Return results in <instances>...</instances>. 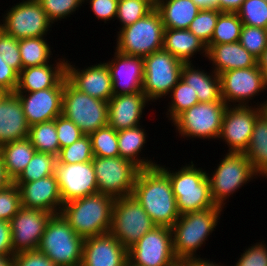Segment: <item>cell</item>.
Returning a JSON list of instances; mask_svg holds the SVG:
<instances>
[{"instance_id": "ffe728a7", "label": "cell", "mask_w": 267, "mask_h": 266, "mask_svg": "<svg viewBox=\"0 0 267 266\" xmlns=\"http://www.w3.org/2000/svg\"><path fill=\"white\" fill-rule=\"evenodd\" d=\"M66 61V78L79 91L91 97L108 102L113 94L110 70L106 63L100 62L87 68H78Z\"/></svg>"}, {"instance_id": "b9f144b4", "label": "cell", "mask_w": 267, "mask_h": 266, "mask_svg": "<svg viewBox=\"0 0 267 266\" xmlns=\"http://www.w3.org/2000/svg\"><path fill=\"white\" fill-rule=\"evenodd\" d=\"M220 13L215 8L201 9L187 29L207 46L211 41Z\"/></svg>"}, {"instance_id": "d6a6232c", "label": "cell", "mask_w": 267, "mask_h": 266, "mask_svg": "<svg viewBox=\"0 0 267 266\" xmlns=\"http://www.w3.org/2000/svg\"><path fill=\"white\" fill-rule=\"evenodd\" d=\"M35 152L36 149L28 138L0 146V157L13 182L23 172Z\"/></svg>"}, {"instance_id": "7c38bea8", "label": "cell", "mask_w": 267, "mask_h": 266, "mask_svg": "<svg viewBox=\"0 0 267 266\" xmlns=\"http://www.w3.org/2000/svg\"><path fill=\"white\" fill-rule=\"evenodd\" d=\"M98 192L114 199L132 195L140 168L132 161L119 157L92 159Z\"/></svg>"}, {"instance_id": "680465c9", "label": "cell", "mask_w": 267, "mask_h": 266, "mask_svg": "<svg viewBox=\"0 0 267 266\" xmlns=\"http://www.w3.org/2000/svg\"><path fill=\"white\" fill-rule=\"evenodd\" d=\"M200 9H218V0H192Z\"/></svg>"}, {"instance_id": "1f68e13d", "label": "cell", "mask_w": 267, "mask_h": 266, "mask_svg": "<svg viewBox=\"0 0 267 266\" xmlns=\"http://www.w3.org/2000/svg\"><path fill=\"white\" fill-rule=\"evenodd\" d=\"M260 177L267 178V116L262 112L256 119L249 145L243 153Z\"/></svg>"}, {"instance_id": "6da1fadb", "label": "cell", "mask_w": 267, "mask_h": 266, "mask_svg": "<svg viewBox=\"0 0 267 266\" xmlns=\"http://www.w3.org/2000/svg\"><path fill=\"white\" fill-rule=\"evenodd\" d=\"M132 195L157 226L172 227L180 216L169 177L158 166L139 170Z\"/></svg>"}, {"instance_id": "2e32d148", "label": "cell", "mask_w": 267, "mask_h": 266, "mask_svg": "<svg viewBox=\"0 0 267 266\" xmlns=\"http://www.w3.org/2000/svg\"><path fill=\"white\" fill-rule=\"evenodd\" d=\"M259 103L254 106L227 107L217 140H223L227 144L228 152L244 153L247 149L254 123L263 112V104Z\"/></svg>"}, {"instance_id": "44dd1931", "label": "cell", "mask_w": 267, "mask_h": 266, "mask_svg": "<svg viewBox=\"0 0 267 266\" xmlns=\"http://www.w3.org/2000/svg\"><path fill=\"white\" fill-rule=\"evenodd\" d=\"M18 186L21 207L60 214L63 201L55 174L33 182H13Z\"/></svg>"}, {"instance_id": "be15d7a7", "label": "cell", "mask_w": 267, "mask_h": 266, "mask_svg": "<svg viewBox=\"0 0 267 266\" xmlns=\"http://www.w3.org/2000/svg\"><path fill=\"white\" fill-rule=\"evenodd\" d=\"M263 107H262V109H263V112L266 114V116H267V100L266 101H263Z\"/></svg>"}, {"instance_id": "ab89813d", "label": "cell", "mask_w": 267, "mask_h": 266, "mask_svg": "<svg viewBox=\"0 0 267 266\" xmlns=\"http://www.w3.org/2000/svg\"><path fill=\"white\" fill-rule=\"evenodd\" d=\"M92 153L96 157H119L117 131L109 125L90 135Z\"/></svg>"}, {"instance_id": "9f6ffc18", "label": "cell", "mask_w": 267, "mask_h": 266, "mask_svg": "<svg viewBox=\"0 0 267 266\" xmlns=\"http://www.w3.org/2000/svg\"><path fill=\"white\" fill-rule=\"evenodd\" d=\"M206 259V260H205ZM216 263L213 261H210V258H201V257H196V258H189L187 259V266H225L223 264Z\"/></svg>"}, {"instance_id": "e575fe53", "label": "cell", "mask_w": 267, "mask_h": 266, "mask_svg": "<svg viewBox=\"0 0 267 266\" xmlns=\"http://www.w3.org/2000/svg\"><path fill=\"white\" fill-rule=\"evenodd\" d=\"M28 139L37 152L51 153L57 156L60 151L55 119L29 126Z\"/></svg>"}, {"instance_id": "8fae6325", "label": "cell", "mask_w": 267, "mask_h": 266, "mask_svg": "<svg viewBox=\"0 0 267 266\" xmlns=\"http://www.w3.org/2000/svg\"><path fill=\"white\" fill-rule=\"evenodd\" d=\"M157 226L133 195L116 198L112 207L110 233L125 248L133 246L145 233Z\"/></svg>"}, {"instance_id": "9a60e30c", "label": "cell", "mask_w": 267, "mask_h": 266, "mask_svg": "<svg viewBox=\"0 0 267 266\" xmlns=\"http://www.w3.org/2000/svg\"><path fill=\"white\" fill-rule=\"evenodd\" d=\"M219 77L221 98L227 106H252L249 101L267 91L265 75L259 65L228 70L220 73Z\"/></svg>"}, {"instance_id": "03108f58", "label": "cell", "mask_w": 267, "mask_h": 266, "mask_svg": "<svg viewBox=\"0 0 267 266\" xmlns=\"http://www.w3.org/2000/svg\"><path fill=\"white\" fill-rule=\"evenodd\" d=\"M126 266H134V265L131 264V263L128 261Z\"/></svg>"}, {"instance_id": "cb8c5ba5", "label": "cell", "mask_w": 267, "mask_h": 266, "mask_svg": "<svg viewBox=\"0 0 267 266\" xmlns=\"http://www.w3.org/2000/svg\"><path fill=\"white\" fill-rule=\"evenodd\" d=\"M151 101L143 91L113 95L108 101V125L116 131L140 125L143 111Z\"/></svg>"}, {"instance_id": "484cf974", "label": "cell", "mask_w": 267, "mask_h": 266, "mask_svg": "<svg viewBox=\"0 0 267 266\" xmlns=\"http://www.w3.org/2000/svg\"><path fill=\"white\" fill-rule=\"evenodd\" d=\"M66 61L65 57L58 58L53 64L22 69L15 92H35L55 87L66 76Z\"/></svg>"}, {"instance_id": "bcb514c9", "label": "cell", "mask_w": 267, "mask_h": 266, "mask_svg": "<svg viewBox=\"0 0 267 266\" xmlns=\"http://www.w3.org/2000/svg\"><path fill=\"white\" fill-rule=\"evenodd\" d=\"M20 208L21 198L17 185L13 183L8 188L0 191V220L10 222Z\"/></svg>"}, {"instance_id": "7bdbcfd3", "label": "cell", "mask_w": 267, "mask_h": 266, "mask_svg": "<svg viewBox=\"0 0 267 266\" xmlns=\"http://www.w3.org/2000/svg\"><path fill=\"white\" fill-rule=\"evenodd\" d=\"M237 14L243 25L267 29V0H244Z\"/></svg>"}, {"instance_id": "db71d44e", "label": "cell", "mask_w": 267, "mask_h": 266, "mask_svg": "<svg viewBox=\"0 0 267 266\" xmlns=\"http://www.w3.org/2000/svg\"><path fill=\"white\" fill-rule=\"evenodd\" d=\"M0 255L14 256L10 222L0 220Z\"/></svg>"}, {"instance_id": "c3c4849f", "label": "cell", "mask_w": 267, "mask_h": 266, "mask_svg": "<svg viewBox=\"0 0 267 266\" xmlns=\"http://www.w3.org/2000/svg\"><path fill=\"white\" fill-rule=\"evenodd\" d=\"M55 127L57 130V138L60 144V149L73 144L75 141L84 136L80 128L63 115L55 118Z\"/></svg>"}, {"instance_id": "d6986e66", "label": "cell", "mask_w": 267, "mask_h": 266, "mask_svg": "<svg viewBox=\"0 0 267 266\" xmlns=\"http://www.w3.org/2000/svg\"><path fill=\"white\" fill-rule=\"evenodd\" d=\"M55 175L63 203L98 193L92 161L57 163Z\"/></svg>"}, {"instance_id": "4fadbf2b", "label": "cell", "mask_w": 267, "mask_h": 266, "mask_svg": "<svg viewBox=\"0 0 267 266\" xmlns=\"http://www.w3.org/2000/svg\"><path fill=\"white\" fill-rule=\"evenodd\" d=\"M3 15L0 28L16 39L44 37L52 30L53 23L37 0L19 1Z\"/></svg>"}, {"instance_id": "60d3db41", "label": "cell", "mask_w": 267, "mask_h": 266, "mask_svg": "<svg viewBox=\"0 0 267 266\" xmlns=\"http://www.w3.org/2000/svg\"><path fill=\"white\" fill-rule=\"evenodd\" d=\"M93 157L90 136L84 135L73 144L60 149L57 163H84L92 161Z\"/></svg>"}, {"instance_id": "5bb4252c", "label": "cell", "mask_w": 267, "mask_h": 266, "mask_svg": "<svg viewBox=\"0 0 267 266\" xmlns=\"http://www.w3.org/2000/svg\"><path fill=\"white\" fill-rule=\"evenodd\" d=\"M134 266H172L178 259L173 251L171 227L155 226L128 249Z\"/></svg>"}, {"instance_id": "5b68a950", "label": "cell", "mask_w": 267, "mask_h": 266, "mask_svg": "<svg viewBox=\"0 0 267 266\" xmlns=\"http://www.w3.org/2000/svg\"><path fill=\"white\" fill-rule=\"evenodd\" d=\"M84 240L61 214H56L48 221L38 250L57 266H80Z\"/></svg>"}, {"instance_id": "e7e4bbea", "label": "cell", "mask_w": 267, "mask_h": 266, "mask_svg": "<svg viewBox=\"0 0 267 266\" xmlns=\"http://www.w3.org/2000/svg\"><path fill=\"white\" fill-rule=\"evenodd\" d=\"M6 93L7 92L4 89L0 88V100L4 97Z\"/></svg>"}, {"instance_id": "83f0119b", "label": "cell", "mask_w": 267, "mask_h": 266, "mask_svg": "<svg viewBox=\"0 0 267 266\" xmlns=\"http://www.w3.org/2000/svg\"><path fill=\"white\" fill-rule=\"evenodd\" d=\"M163 49L183 63H192L195 54H202L207 58L206 44L188 29H165Z\"/></svg>"}, {"instance_id": "f6af8a7d", "label": "cell", "mask_w": 267, "mask_h": 266, "mask_svg": "<svg viewBox=\"0 0 267 266\" xmlns=\"http://www.w3.org/2000/svg\"><path fill=\"white\" fill-rule=\"evenodd\" d=\"M47 14L48 19L54 22L61 21L73 15L85 2L83 0H37Z\"/></svg>"}, {"instance_id": "9c48e42d", "label": "cell", "mask_w": 267, "mask_h": 266, "mask_svg": "<svg viewBox=\"0 0 267 266\" xmlns=\"http://www.w3.org/2000/svg\"><path fill=\"white\" fill-rule=\"evenodd\" d=\"M227 107L222 99L218 102H199L179 114L172 123L178 135L187 140L191 138L216 140L221 133Z\"/></svg>"}, {"instance_id": "7dc6e473", "label": "cell", "mask_w": 267, "mask_h": 266, "mask_svg": "<svg viewBox=\"0 0 267 266\" xmlns=\"http://www.w3.org/2000/svg\"><path fill=\"white\" fill-rule=\"evenodd\" d=\"M0 54L2 59L18 74L22 70L18 39L6 34L0 28Z\"/></svg>"}, {"instance_id": "816d5d0a", "label": "cell", "mask_w": 267, "mask_h": 266, "mask_svg": "<svg viewBox=\"0 0 267 266\" xmlns=\"http://www.w3.org/2000/svg\"><path fill=\"white\" fill-rule=\"evenodd\" d=\"M89 1V2H87ZM119 0H86L90 4L95 17L104 23L116 18Z\"/></svg>"}, {"instance_id": "f35d334b", "label": "cell", "mask_w": 267, "mask_h": 266, "mask_svg": "<svg viewBox=\"0 0 267 266\" xmlns=\"http://www.w3.org/2000/svg\"><path fill=\"white\" fill-rule=\"evenodd\" d=\"M155 8V0H119L116 18L122 28L132 25Z\"/></svg>"}, {"instance_id": "d590c367", "label": "cell", "mask_w": 267, "mask_h": 266, "mask_svg": "<svg viewBox=\"0 0 267 266\" xmlns=\"http://www.w3.org/2000/svg\"><path fill=\"white\" fill-rule=\"evenodd\" d=\"M56 165V155L36 151L23 172L14 182H33L55 174Z\"/></svg>"}, {"instance_id": "603a6c76", "label": "cell", "mask_w": 267, "mask_h": 266, "mask_svg": "<svg viewBox=\"0 0 267 266\" xmlns=\"http://www.w3.org/2000/svg\"><path fill=\"white\" fill-rule=\"evenodd\" d=\"M114 57L106 61L112 79L113 94H132L142 91L144 60L115 50Z\"/></svg>"}, {"instance_id": "f1b7e54d", "label": "cell", "mask_w": 267, "mask_h": 266, "mask_svg": "<svg viewBox=\"0 0 267 266\" xmlns=\"http://www.w3.org/2000/svg\"><path fill=\"white\" fill-rule=\"evenodd\" d=\"M196 68L192 63H184L181 79L191 86L199 102H218L221 98L220 77L211 70L210 73Z\"/></svg>"}, {"instance_id": "ac0fdd59", "label": "cell", "mask_w": 267, "mask_h": 266, "mask_svg": "<svg viewBox=\"0 0 267 266\" xmlns=\"http://www.w3.org/2000/svg\"><path fill=\"white\" fill-rule=\"evenodd\" d=\"M66 76L52 88L35 92H14L19 98L29 126L52 121L62 115V98Z\"/></svg>"}, {"instance_id": "f5cc1de1", "label": "cell", "mask_w": 267, "mask_h": 266, "mask_svg": "<svg viewBox=\"0 0 267 266\" xmlns=\"http://www.w3.org/2000/svg\"><path fill=\"white\" fill-rule=\"evenodd\" d=\"M18 73L11 68L0 54V88L6 92H15L18 85Z\"/></svg>"}, {"instance_id": "836d02e7", "label": "cell", "mask_w": 267, "mask_h": 266, "mask_svg": "<svg viewBox=\"0 0 267 266\" xmlns=\"http://www.w3.org/2000/svg\"><path fill=\"white\" fill-rule=\"evenodd\" d=\"M47 36L18 39L22 69L50 63L51 47Z\"/></svg>"}, {"instance_id": "8992f818", "label": "cell", "mask_w": 267, "mask_h": 266, "mask_svg": "<svg viewBox=\"0 0 267 266\" xmlns=\"http://www.w3.org/2000/svg\"><path fill=\"white\" fill-rule=\"evenodd\" d=\"M207 177L213 202L225 208L226 200L248 182L259 177L250 160L243 153L227 152Z\"/></svg>"}, {"instance_id": "52a82bcc", "label": "cell", "mask_w": 267, "mask_h": 266, "mask_svg": "<svg viewBox=\"0 0 267 266\" xmlns=\"http://www.w3.org/2000/svg\"><path fill=\"white\" fill-rule=\"evenodd\" d=\"M118 30L115 48L118 52L144 58L163 49L165 28L156 8L132 25Z\"/></svg>"}, {"instance_id": "4316f807", "label": "cell", "mask_w": 267, "mask_h": 266, "mask_svg": "<svg viewBox=\"0 0 267 266\" xmlns=\"http://www.w3.org/2000/svg\"><path fill=\"white\" fill-rule=\"evenodd\" d=\"M206 59L212 63V69L218 75L228 70L258 65V59L249 53L239 41L224 44H208Z\"/></svg>"}, {"instance_id": "3957f363", "label": "cell", "mask_w": 267, "mask_h": 266, "mask_svg": "<svg viewBox=\"0 0 267 266\" xmlns=\"http://www.w3.org/2000/svg\"><path fill=\"white\" fill-rule=\"evenodd\" d=\"M223 209L216 205L179 216L171 227L173 251L178 260L200 257L197 250L206 244L209 235L215 231Z\"/></svg>"}, {"instance_id": "6f0895ef", "label": "cell", "mask_w": 267, "mask_h": 266, "mask_svg": "<svg viewBox=\"0 0 267 266\" xmlns=\"http://www.w3.org/2000/svg\"><path fill=\"white\" fill-rule=\"evenodd\" d=\"M11 184H13V181L9 178L5 166L0 157V191L8 188Z\"/></svg>"}, {"instance_id": "4dcf8cb0", "label": "cell", "mask_w": 267, "mask_h": 266, "mask_svg": "<svg viewBox=\"0 0 267 266\" xmlns=\"http://www.w3.org/2000/svg\"><path fill=\"white\" fill-rule=\"evenodd\" d=\"M165 29H187L201 10L192 0H155Z\"/></svg>"}, {"instance_id": "74e56055", "label": "cell", "mask_w": 267, "mask_h": 266, "mask_svg": "<svg viewBox=\"0 0 267 266\" xmlns=\"http://www.w3.org/2000/svg\"><path fill=\"white\" fill-rule=\"evenodd\" d=\"M169 97L171 99V103H168L170 105H168L166 115H168V120L171 121L185 110L199 103L197 94L194 93L191 86L182 79H180L174 86L168 98Z\"/></svg>"}, {"instance_id": "6125c7cd", "label": "cell", "mask_w": 267, "mask_h": 266, "mask_svg": "<svg viewBox=\"0 0 267 266\" xmlns=\"http://www.w3.org/2000/svg\"><path fill=\"white\" fill-rule=\"evenodd\" d=\"M172 266H187V259L186 260H178L175 264Z\"/></svg>"}, {"instance_id": "e0dca14e", "label": "cell", "mask_w": 267, "mask_h": 266, "mask_svg": "<svg viewBox=\"0 0 267 266\" xmlns=\"http://www.w3.org/2000/svg\"><path fill=\"white\" fill-rule=\"evenodd\" d=\"M54 214L21 207L10 220L13 252L37 250L48 221Z\"/></svg>"}, {"instance_id": "8d00e7d4", "label": "cell", "mask_w": 267, "mask_h": 266, "mask_svg": "<svg viewBox=\"0 0 267 266\" xmlns=\"http://www.w3.org/2000/svg\"><path fill=\"white\" fill-rule=\"evenodd\" d=\"M242 21L237 12H221L209 44H224L239 41Z\"/></svg>"}, {"instance_id": "30bf717a", "label": "cell", "mask_w": 267, "mask_h": 266, "mask_svg": "<svg viewBox=\"0 0 267 266\" xmlns=\"http://www.w3.org/2000/svg\"><path fill=\"white\" fill-rule=\"evenodd\" d=\"M143 60L142 91L151 102L165 98L181 79L184 63L164 49L147 55Z\"/></svg>"}, {"instance_id": "91938a15", "label": "cell", "mask_w": 267, "mask_h": 266, "mask_svg": "<svg viewBox=\"0 0 267 266\" xmlns=\"http://www.w3.org/2000/svg\"><path fill=\"white\" fill-rule=\"evenodd\" d=\"M258 65L265 75V80L267 84V47L264 50L262 56L258 59Z\"/></svg>"}, {"instance_id": "681fc988", "label": "cell", "mask_w": 267, "mask_h": 266, "mask_svg": "<svg viewBox=\"0 0 267 266\" xmlns=\"http://www.w3.org/2000/svg\"><path fill=\"white\" fill-rule=\"evenodd\" d=\"M251 245L241 253L234 266H267V245L264 241Z\"/></svg>"}, {"instance_id": "7402d4cb", "label": "cell", "mask_w": 267, "mask_h": 266, "mask_svg": "<svg viewBox=\"0 0 267 266\" xmlns=\"http://www.w3.org/2000/svg\"><path fill=\"white\" fill-rule=\"evenodd\" d=\"M128 249L110 232L85 238L80 266H126Z\"/></svg>"}, {"instance_id": "94428289", "label": "cell", "mask_w": 267, "mask_h": 266, "mask_svg": "<svg viewBox=\"0 0 267 266\" xmlns=\"http://www.w3.org/2000/svg\"><path fill=\"white\" fill-rule=\"evenodd\" d=\"M0 266H14V256L0 255Z\"/></svg>"}, {"instance_id": "277c9868", "label": "cell", "mask_w": 267, "mask_h": 266, "mask_svg": "<svg viewBox=\"0 0 267 266\" xmlns=\"http://www.w3.org/2000/svg\"><path fill=\"white\" fill-rule=\"evenodd\" d=\"M158 167L169 177L180 215L216 206L206 170L197 168L193 161L175 172L165 165L158 164Z\"/></svg>"}, {"instance_id": "7a4b0ae2", "label": "cell", "mask_w": 267, "mask_h": 266, "mask_svg": "<svg viewBox=\"0 0 267 266\" xmlns=\"http://www.w3.org/2000/svg\"><path fill=\"white\" fill-rule=\"evenodd\" d=\"M114 200L98 192L64 203L60 214L80 237L102 235L110 231Z\"/></svg>"}, {"instance_id": "ba28073f", "label": "cell", "mask_w": 267, "mask_h": 266, "mask_svg": "<svg viewBox=\"0 0 267 266\" xmlns=\"http://www.w3.org/2000/svg\"><path fill=\"white\" fill-rule=\"evenodd\" d=\"M62 115L74 122L84 135L108 125V102L91 97L64 82Z\"/></svg>"}, {"instance_id": "ee69618b", "label": "cell", "mask_w": 267, "mask_h": 266, "mask_svg": "<svg viewBox=\"0 0 267 266\" xmlns=\"http://www.w3.org/2000/svg\"><path fill=\"white\" fill-rule=\"evenodd\" d=\"M239 43L259 59L267 47V29L242 25Z\"/></svg>"}, {"instance_id": "d4e9b609", "label": "cell", "mask_w": 267, "mask_h": 266, "mask_svg": "<svg viewBox=\"0 0 267 266\" xmlns=\"http://www.w3.org/2000/svg\"><path fill=\"white\" fill-rule=\"evenodd\" d=\"M22 104L14 92H7L0 100V146L28 138Z\"/></svg>"}, {"instance_id": "f546056e", "label": "cell", "mask_w": 267, "mask_h": 266, "mask_svg": "<svg viewBox=\"0 0 267 266\" xmlns=\"http://www.w3.org/2000/svg\"><path fill=\"white\" fill-rule=\"evenodd\" d=\"M144 126L138 125L132 128L117 131L118 149L121 158L128 159L140 169H148L158 166L155 160L148 157H140L147 143V133Z\"/></svg>"}, {"instance_id": "11a10c76", "label": "cell", "mask_w": 267, "mask_h": 266, "mask_svg": "<svg viewBox=\"0 0 267 266\" xmlns=\"http://www.w3.org/2000/svg\"><path fill=\"white\" fill-rule=\"evenodd\" d=\"M244 0H218V10L220 12H237Z\"/></svg>"}, {"instance_id": "f907efd6", "label": "cell", "mask_w": 267, "mask_h": 266, "mask_svg": "<svg viewBox=\"0 0 267 266\" xmlns=\"http://www.w3.org/2000/svg\"><path fill=\"white\" fill-rule=\"evenodd\" d=\"M14 266H57L45 254L37 250L23 251L14 255Z\"/></svg>"}]
</instances>
